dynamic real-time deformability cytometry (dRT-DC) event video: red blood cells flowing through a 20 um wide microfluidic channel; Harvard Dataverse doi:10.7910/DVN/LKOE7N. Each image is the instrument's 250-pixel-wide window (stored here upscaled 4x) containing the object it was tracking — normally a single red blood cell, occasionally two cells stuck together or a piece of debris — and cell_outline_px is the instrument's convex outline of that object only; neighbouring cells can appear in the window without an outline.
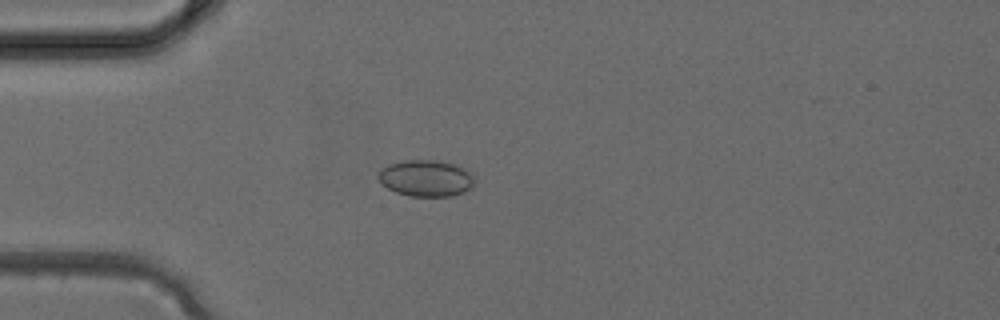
{"species": "common noctule bat (a hibernating species)", "species_latin": "Nyctalus noctula", "temperature_condition": "cold", "stored_images_in_passage": 2, "camera_frame_rate_fps": 3000, "um_per_image_px": 0.085, "animal": {"sex": "female", "body_mass_g": 24.6, "forearm_length_mm": 56.2}, "frame": {"image": 1, "passage_image": 2, "time_ms": 0.333, "image_size_px": [1000, 320], "cell_outline_px": [[472, 188], [464, 192], [452, 196], [412, 196], [396, 192], [388, 188], [376, 176], [388, 164], [404, 160], [436, 160], [460, 164], [468, 168], [472, 176]], "centroid_in_image_um": [36.25, 15.13], "position_along_channel_um": 48.7, "area_um2": 20.52}}